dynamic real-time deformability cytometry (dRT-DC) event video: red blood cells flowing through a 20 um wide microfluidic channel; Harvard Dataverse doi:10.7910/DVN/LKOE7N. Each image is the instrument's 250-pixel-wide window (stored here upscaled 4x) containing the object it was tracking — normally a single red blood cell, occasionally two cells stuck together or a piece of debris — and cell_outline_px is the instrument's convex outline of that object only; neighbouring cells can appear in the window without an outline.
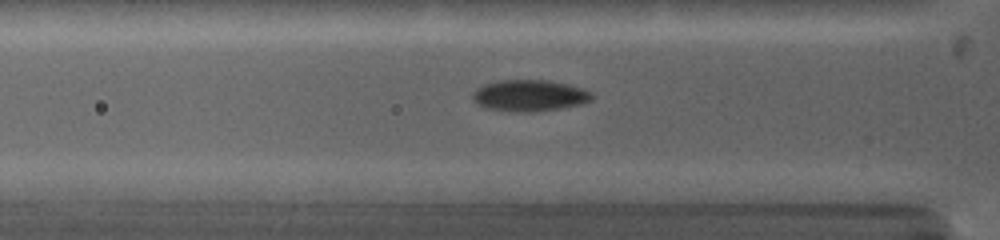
{"species": "common noctule bat (a hibernating species)", "species_latin": "Nyctalus noctula", "temperature_condition": "warm", "stored_images_in_passage": 47, "camera_frame_rate_fps": 5000, "um_per_image_px": 0.085, "animal": {"sex": "female", "body_mass_g": 19.0, "forearm_length_mm": 53.3}, "frame": {"image": 1, "passage_image": 10, "time_ms": 3.0, "image_size_px": [1000, 240], "cell_outline_px": [[592, 100], [584, 104], [560, 108], [532, 112], [508, 112], [484, 108], [472, 100], [472, 92], [476, 88], [484, 84], [496, 80], [548, 80], [568, 84], [584, 88], [592, 92]], "centroid_in_image_um": [44.99, 8.13], "position_along_channel_um": 80.8, "area_um2": 22.31}}
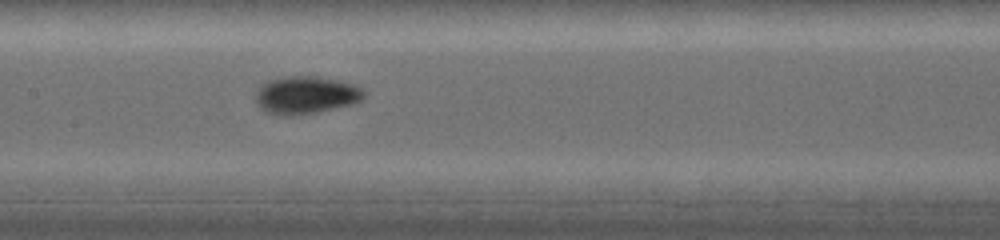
{"frame": {"image": 2, "passage_image": 21, "time_ms": 5.4, "image_size_px": [1000, 240], "cell_outline_px": [[368, 92], [360, 100], [352, 104], [316, 112], [292, 116], [284, 116], [264, 112], [256, 104], [256, 92], [268, 80], [284, 76], [312, 76], [336, 80], [352, 84], [364, 88]], "centroid_in_image_um": [25.99, 8.09], "position_along_channel_um": 181.4, "area_um2": 23.81}}
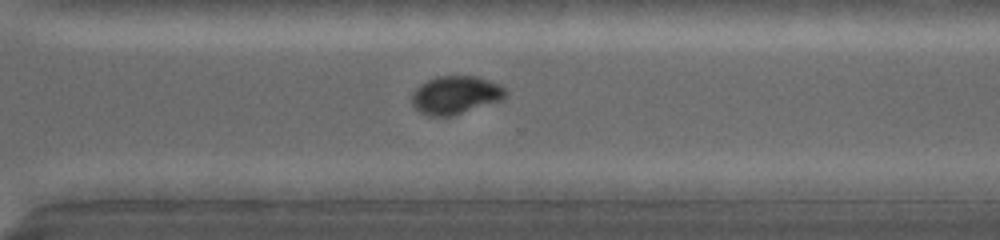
{"frame": {"image": 3, "passage_image": 33, "time_ms": 9.0, "image_size_px": [1000, 240], "cell_outline_px": [[508, 96], [500, 100], [452, 116], [428, 116], [420, 112], [412, 104], [412, 92], [420, 84], [428, 80], [440, 76], [476, 76], [500, 84], [508, 92]], "centroid_in_image_um": [38.72, 8.07], "position_along_channel_um": 331.9, "area_um2": 20.75}, "authors_computed_cell_mechanics": {"area_um2": 21.097, "velocity_mm_per_s": 4.1785, "shape_relaxation_time_tau1_ms": 3.9391, "shape_relaxation_time_tau2_ms": null, "deformation_change_tau1": 0.1745, "deformation_change_tau2": null}}